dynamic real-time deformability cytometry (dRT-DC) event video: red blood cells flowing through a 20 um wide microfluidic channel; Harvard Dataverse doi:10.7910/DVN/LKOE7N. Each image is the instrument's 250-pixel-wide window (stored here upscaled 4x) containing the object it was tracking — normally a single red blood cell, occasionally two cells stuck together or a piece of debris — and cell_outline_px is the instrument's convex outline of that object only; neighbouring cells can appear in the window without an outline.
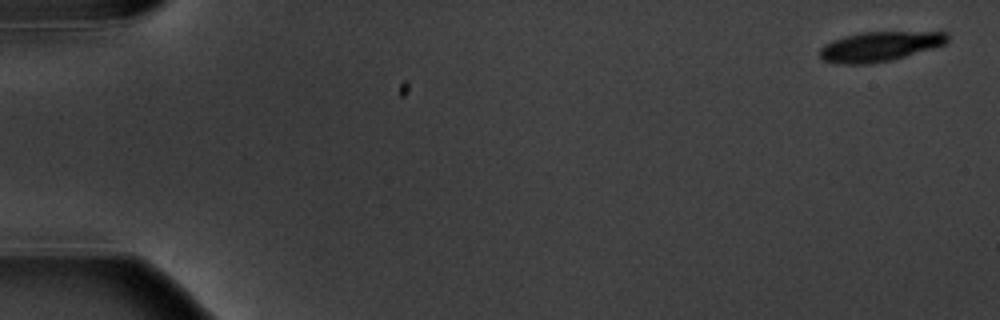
{"species": "common noctule bat (a hibernating species)", "species_latin": "Nyctalus noctula", "temperature_condition": "warm", "stored_images_in_passage": 6, "camera_frame_rate_fps": 3000, "um_per_image_px": 0.085, "animal": {"sex": "male", "body_mass_g": 20.1, "forearm_length_mm": 53.5}, "frame": {"image": 1, "passage_image": 1, "time_ms": 0.0, "image_size_px": [1000, 320], "cell_outline_px": [[948, 40], [944, 44], [932, 48], [892, 60], [872, 64], [836, 64], [824, 60], [820, 56], [820, 48], [824, 44], [832, 40], [844, 36], [860, 32], [948, 32]], "centroid_in_image_um": [74.73, 3.95], "position_along_channel_um": 10.3, "area_um2": 22.14}}
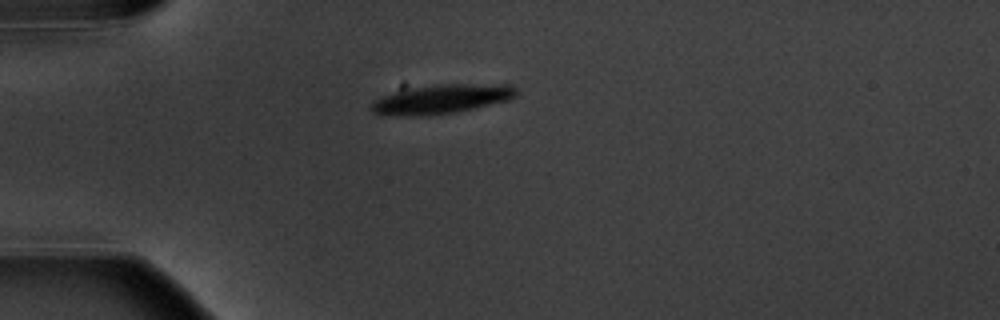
{"frame": {"image": 2, "passage_image": 5, "time_ms": 4.667, "image_size_px": [1000, 320], "cell_outline_px": [[516, 96], [508, 100], [456, 112], [428, 116], [380, 116], [372, 112], [368, 108], [380, 96], [392, 92], [412, 88], [436, 84], [508, 84], [516, 88]], "centroid_in_image_um": [37.46, 8.44], "position_along_channel_um": 47.5, "area_um2": 24.97}}